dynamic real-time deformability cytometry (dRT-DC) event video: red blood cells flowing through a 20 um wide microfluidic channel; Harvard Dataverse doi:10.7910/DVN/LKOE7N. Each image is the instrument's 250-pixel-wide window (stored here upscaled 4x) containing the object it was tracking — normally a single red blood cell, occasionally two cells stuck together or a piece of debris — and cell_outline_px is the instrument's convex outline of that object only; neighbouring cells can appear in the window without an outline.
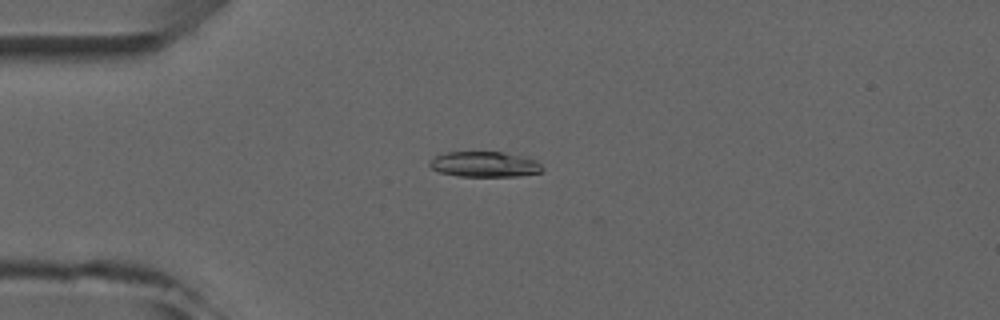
{"species": "common noctule bat (a hibernating species)", "species_latin": "Nyctalus noctula", "temperature_condition": "room temperature", "stored_images_in_passage": 5, "camera_frame_rate_fps": 3000, "um_per_image_px": 0.085, "animal": {"sex": "male", "forearm_length_mm": 52.5}, "frame": {"image": 1, "passage_image": 4, "time_ms": 3.667, "image_size_px": [1000, 320], "cell_outline_px": [[544, 168], [540, 172], [516, 176], [460, 176], [440, 172], [432, 168], [428, 164], [428, 160], [436, 156], [448, 152], [500, 152], [520, 156], [536, 160]], "centroid_in_image_um": [41.16, 13.96], "position_along_channel_um": 43.8, "area_um2": 16.47}}